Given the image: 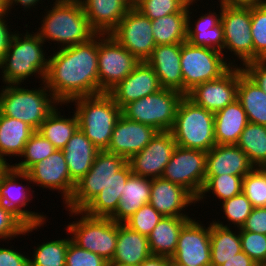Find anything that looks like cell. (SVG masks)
Returning a JSON list of instances; mask_svg holds the SVG:
<instances>
[{
	"mask_svg": "<svg viewBox=\"0 0 266 266\" xmlns=\"http://www.w3.org/2000/svg\"><path fill=\"white\" fill-rule=\"evenodd\" d=\"M48 57L45 83L60 105L99 94L98 34L87 42L59 48Z\"/></svg>",
	"mask_w": 266,
	"mask_h": 266,
	"instance_id": "6da1fadb",
	"label": "cell"
},
{
	"mask_svg": "<svg viewBox=\"0 0 266 266\" xmlns=\"http://www.w3.org/2000/svg\"><path fill=\"white\" fill-rule=\"evenodd\" d=\"M54 4V5H53ZM41 20L36 33L43 42L53 41L58 47H69L89 41L97 33L91 28L81 2L55 0Z\"/></svg>",
	"mask_w": 266,
	"mask_h": 266,
	"instance_id": "7a4b0ae2",
	"label": "cell"
},
{
	"mask_svg": "<svg viewBox=\"0 0 266 266\" xmlns=\"http://www.w3.org/2000/svg\"><path fill=\"white\" fill-rule=\"evenodd\" d=\"M32 33L27 30L26 34H19V31L13 34L0 64L3 83L21 84L33 75L45 82L49 57L46 58L42 48L45 43L36 32Z\"/></svg>",
	"mask_w": 266,
	"mask_h": 266,
	"instance_id": "3957f363",
	"label": "cell"
},
{
	"mask_svg": "<svg viewBox=\"0 0 266 266\" xmlns=\"http://www.w3.org/2000/svg\"><path fill=\"white\" fill-rule=\"evenodd\" d=\"M41 83L38 89L33 90L20 84L3 86L5 88L0 90V114L21 120L37 131L58 104L60 106L46 83Z\"/></svg>",
	"mask_w": 266,
	"mask_h": 266,
	"instance_id": "277c9868",
	"label": "cell"
},
{
	"mask_svg": "<svg viewBox=\"0 0 266 266\" xmlns=\"http://www.w3.org/2000/svg\"><path fill=\"white\" fill-rule=\"evenodd\" d=\"M69 103L76 106L79 129L100 151L107 150L122 109L108 93L78 97Z\"/></svg>",
	"mask_w": 266,
	"mask_h": 266,
	"instance_id": "5b68a950",
	"label": "cell"
},
{
	"mask_svg": "<svg viewBox=\"0 0 266 266\" xmlns=\"http://www.w3.org/2000/svg\"><path fill=\"white\" fill-rule=\"evenodd\" d=\"M170 132L177 146L208 152L216 145L214 113L197 106L184 96Z\"/></svg>",
	"mask_w": 266,
	"mask_h": 266,
	"instance_id": "8992f818",
	"label": "cell"
},
{
	"mask_svg": "<svg viewBox=\"0 0 266 266\" xmlns=\"http://www.w3.org/2000/svg\"><path fill=\"white\" fill-rule=\"evenodd\" d=\"M68 212L71 217L81 215L78 221L69 222L66 226V231L72 236L71 241L110 263L116 249L118 223L111 218L88 216L83 211L68 210Z\"/></svg>",
	"mask_w": 266,
	"mask_h": 266,
	"instance_id": "52a82bcc",
	"label": "cell"
},
{
	"mask_svg": "<svg viewBox=\"0 0 266 266\" xmlns=\"http://www.w3.org/2000/svg\"><path fill=\"white\" fill-rule=\"evenodd\" d=\"M184 96L177 90L162 88L154 94L125 105L122 115L129 120L151 126L159 132L170 131Z\"/></svg>",
	"mask_w": 266,
	"mask_h": 266,
	"instance_id": "ba28073f",
	"label": "cell"
},
{
	"mask_svg": "<svg viewBox=\"0 0 266 266\" xmlns=\"http://www.w3.org/2000/svg\"><path fill=\"white\" fill-rule=\"evenodd\" d=\"M223 53L194 46L189 41L181 43V72L183 76V94L186 95L195 86L222 76L234 61H226Z\"/></svg>",
	"mask_w": 266,
	"mask_h": 266,
	"instance_id": "9c48e42d",
	"label": "cell"
},
{
	"mask_svg": "<svg viewBox=\"0 0 266 266\" xmlns=\"http://www.w3.org/2000/svg\"><path fill=\"white\" fill-rule=\"evenodd\" d=\"M127 160L106 150L99 151L91 169L75 184L66 209L82 211L105 188Z\"/></svg>",
	"mask_w": 266,
	"mask_h": 266,
	"instance_id": "30bf717a",
	"label": "cell"
},
{
	"mask_svg": "<svg viewBox=\"0 0 266 266\" xmlns=\"http://www.w3.org/2000/svg\"><path fill=\"white\" fill-rule=\"evenodd\" d=\"M140 63L111 34H98L99 94L108 93Z\"/></svg>",
	"mask_w": 266,
	"mask_h": 266,
	"instance_id": "8fae6325",
	"label": "cell"
},
{
	"mask_svg": "<svg viewBox=\"0 0 266 266\" xmlns=\"http://www.w3.org/2000/svg\"><path fill=\"white\" fill-rule=\"evenodd\" d=\"M206 161L207 152L176 146L162 178L184 187L197 199L205 184Z\"/></svg>",
	"mask_w": 266,
	"mask_h": 266,
	"instance_id": "7c38bea8",
	"label": "cell"
},
{
	"mask_svg": "<svg viewBox=\"0 0 266 266\" xmlns=\"http://www.w3.org/2000/svg\"><path fill=\"white\" fill-rule=\"evenodd\" d=\"M221 23L224 29L223 51L233 52L242 67L254 61V45L251 35V8L222 5Z\"/></svg>",
	"mask_w": 266,
	"mask_h": 266,
	"instance_id": "4fadbf2b",
	"label": "cell"
},
{
	"mask_svg": "<svg viewBox=\"0 0 266 266\" xmlns=\"http://www.w3.org/2000/svg\"><path fill=\"white\" fill-rule=\"evenodd\" d=\"M110 34L140 62L147 61L156 47L151 20L134 6Z\"/></svg>",
	"mask_w": 266,
	"mask_h": 266,
	"instance_id": "5bb4252c",
	"label": "cell"
},
{
	"mask_svg": "<svg viewBox=\"0 0 266 266\" xmlns=\"http://www.w3.org/2000/svg\"><path fill=\"white\" fill-rule=\"evenodd\" d=\"M242 67L231 66L217 79L195 86L185 96L194 104L213 113L223 109L237 99L239 74Z\"/></svg>",
	"mask_w": 266,
	"mask_h": 266,
	"instance_id": "9a60e30c",
	"label": "cell"
},
{
	"mask_svg": "<svg viewBox=\"0 0 266 266\" xmlns=\"http://www.w3.org/2000/svg\"><path fill=\"white\" fill-rule=\"evenodd\" d=\"M189 219L182 227L174 255L175 262L187 266H211L210 224Z\"/></svg>",
	"mask_w": 266,
	"mask_h": 266,
	"instance_id": "2e32d148",
	"label": "cell"
},
{
	"mask_svg": "<svg viewBox=\"0 0 266 266\" xmlns=\"http://www.w3.org/2000/svg\"><path fill=\"white\" fill-rule=\"evenodd\" d=\"M18 179L31 183L30 177L26 172L15 170L10 165L0 177V202L12 210L27 225L45 224L46 214L42 215L41 213L25 209L28 202L32 201L30 196L35 191H30L31 189H29L28 184L26 186L22 183L20 184Z\"/></svg>",
	"mask_w": 266,
	"mask_h": 266,
	"instance_id": "e0dca14e",
	"label": "cell"
},
{
	"mask_svg": "<svg viewBox=\"0 0 266 266\" xmlns=\"http://www.w3.org/2000/svg\"><path fill=\"white\" fill-rule=\"evenodd\" d=\"M177 146L170 131L158 132L140 152L127 162L133 174L145 178H161Z\"/></svg>",
	"mask_w": 266,
	"mask_h": 266,
	"instance_id": "ac0fdd59",
	"label": "cell"
},
{
	"mask_svg": "<svg viewBox=\"0 0 266 266\" xmlns=\"http://www.w3.org/2000/svg\"><path fill=\"white\" fill-rule=\"evenodd\" d=\"M26 173L31 184L50 191L58 190L63 195L64 204L70 200L76 183L70 178L62 150L56 149L49 157L31 166Z\"/></svg>",
	"mask_w": 266,
	"mask_h": 266,
	"instance_id": "d6986e66",
	"label": "cell"
},
{
	"mask_svg": "<svg viewBox=\"0 0 266 266\" xmlns=\"http://www.w3.org/2000/svg\"><path fill=\"white\" fill-rule=\"evenodd\" d=\"M155 128L121 115L117 120L107 152L124 157L127 161L143 150L158 133Z\"/></svg>",
	"mask_w": 266,
	"mask_h": 266,
	"instance_id": "ffe728a7",
	"label": "cell"
},
{
	"mask_svg": "<svg viewBox=\"0 0 266 266\" xmlns=\"http://www.w3.org/2000/svg\"><path fill=\"white\" fill-rule=\"evenodd\" d=\"M160 86L154 69L146 62L141 61L135 69L108 94L122 109L128 103L158 92Z\"/></svg>",
	"mask_w": 266,
	"mask_h": 266,
	"instance_id": "44dd1931",
	"label": "cell"
},
{
	"mask_svg": "<svg viewBox=\"0 0 266 266\" xmlns=\"http://www.w3.org/2000/svg\"><path fill=\"white\" fill-rule=\"evenodd\" d=\"M195 203L197 199L184 187L162 177L151 179L149 204L162 216L190 217L184 210Z\"/></svg>",
	"mask_w": 266,
	"mask_h": 266,
	"instance_id": "7402d4cb",
	"label": "cell"
},
{
	"mask_svg": "<svg viewBox=\"0 0 266 266\" xmlns=\"http://www.w3.org/2000/svg\"><path fill=\"white\" fill-rule=\"evenodd\" d=\"M146 62L154 69L162 88L183 93L181 43L156 45Z\"/></svg>",
	"mask_w": 266,
	"mask_h": 266,
	"instance_id": "603a6c76",
	"label": "cell"
},
{
	"mask_svg": "<svg viewBox=\"0 0 266 266\" xmlns=\"http://www.w3.org/2000/svg\"><path fill=\"white\" fill-rule=\"evenodd\" d=\"M91 28L97 34H110L133 6L128 0H78Z\"/></svg>",
	"mask_w": 266,
	"mask_h": 266,
	"instance_id": "cb8c5ba5",
	"label": "cell"
},
{
	"mask_svg": "<svg viewBox=\"0 0 266 266\" xmlns=\"http://www.w3.org/2000/svg\"><path fill=\"white\" fill-rule=\"evenodd\" d=\"M197 2H189L187 13V41L194 46H202L223 53L224 45V29L221 23L222 5L220 12L209 11V13L201 14L200 18L195 23L191 22L190 6ZM191 23V24H190ZM195 25V26H193ZM193 26V27H192Z\"/></svg>",
	"mask_w": 266,
	"mask_h": 266,
	"instance_id": "d4e9b609",
	"label": "cell"
},
{
	"mask_svg": "<svg viewBox=\"0 0 266 266\" xmlns=\"http://www.w3.org/2000/svg\"><path fill=\"white\" fill-rule=\"evenodd\" d=\"M253 168L247 154L237 145H215L207 152L205 175L229 174L243 178Z\"/></svg>",
	"mask_w": 266,
	"mask_h": 266,
	"instance_id": "484cf974",
	"label": "cell"
},
{
	"mask_svg": "<svg viewBox=\"0 0 266 266\" xmlns=\"http://www.w3.org/2000/svg\"><path fill=\"white\" fill-rule=\"evenodd\" d=\"M151 255L148 237L118 223L116 249L109 266H138Z\"/></svg>",
	"mask_w": 266,
	"mask_h": 266,
	"instance_id": "4316f807",
	"label": "cell"
},
{
	"mask_svg": "<svg viewBox=\"0 0 266 266\" xmlns=\"http://www.w3.org/2000/svg\"><path fill=\"white\" fill-rule=\"evenodd\" d=\"M62 151L70 178L76 183L91 169L100 150L78 128Z\"/></svg>",
	"mask_w": 266,
	"mask_h": 266,
	"instance_id": "83f0119b",
	"label": "cell"
},
{
	"mask_svg": "<svg viewBox=\"0 0 266 266\" xmlns=\"http://www.w3.org/2000/svg\"><path fill=\"white\" fill-rule=\"evenodd\" d=\"M131 174L132 171L127 162L82 211L91 217L110 218L118 208L121 192Z\"/></svg>",
	"mask_w": 266,
	"mask_h": 266,
	"instance_id": "f1b7e54d",
	"label": "cell"
},
{
	"mask_svg": "<svg viewBox=\"0 0 266 266\" xmlns=\"http://www.w3.org/2000/svg\"><path fill=\"white\" fill-rule=\"evenodd\" d=\"M248 124L246 112L236 99L214 113V135L216 145H236Z\"/></svg>",
	"mask_w": 266,
	"mask_h": 266,
	"instance_id": "f546056e",
	"label": "cell"
},
{
	"mask_svg": "<svg viewBox=\"0 0 266 266\" xmlns=\"http://www.w3.org/2000/svg\"><path fill=\"white\" fill-rule=\"evenodd\" d=\"M115 213L110 217L117 223H124L139 208L148 204L151 193V179L131 174L124 185Z\"/></svg>",
	"mask_w": 266,
	"mask_h": 266,
	"instance_id": "4dcf8cb0",
	"label": "cell"
},
{
	"mask_svg": "<svg viewBox=\"0 0 266 266\" xmlns=\"http://www.w3.org/2000/svg\"><path fill=\"white\" fill-rule=\"evenodd\" d=\"M190 217L163 216L148 236L152 255L171 258L176 250L179 234Z\"/></svg>",
	"mask_w": 266,
	"mask_h": 266,
	"instance_id": "1f68e13d",
	"label": "cell"
},
{
	"mask_svg": "<svg viewBox=\"0 0 266 266\" xmlns=\"http://www.w3.org/2000/svg\"><path fill=\"white\" fill-rule=\"evenodd\" d=\"M35 130L21 120L0 114V159L21 156L25 144Z\"/></svg>",
	"mask_w": 266,
	"mask_h": 266,
	"instance_id": "d6a6232c",
	"label": "cell"
},
{
	"mask_svg": "<svg viewBox=\"0 0 266 266\" xmlns=\"http://www.w3.org/2000/svg\"><path fill=\"white\" fill-rule=\"evenodd\" d=\"M214 221L210 222L211 266H221L225 261L242 251L240 228L236 234L229 227L230 224L223 225L216 219Z\"/></svg>",
	"mask_w": 266,
	"mask_h": 266,
	"instance_id": "836d02e7",
	"label": "cell"
},
{
	"mask_svg": "<svg viewBox=\"0 0 266 266\" xmlns=\"http://www.w3.org/2000/svg\"><path fill=\"white\" fill-rule=\"evenodd\" d=\"M237 100L248 122L266 126V94L245 73L239 74Z\"/></svg>",
	"mask_w": 266,
	"mask_h": 266,
	"instance_id": "e575fe53",
	"label": "cell"
},
{
	"mask_svg": "<svg viewBox=\"0 0 266 266\" xmlns=\"http://www.w3.org/2000/svg\"><path fill=\"white\" fill-rule=\"evenodd\" d=\"M58 109L60 107L45 119L37 131L48 139L57 150H62L79 126L75 112L72 117L66 118Z\"/></svg>",
	"mask_w": 266,
	"mask_h": 266,
	"instance_id": "d590c367",
	"label": "cell"
},
{
	"mask_svg": "<svg viewBox=\"0 0 266 266\" xmlns=\"http://www.w3.org/2000/svg\"><path fill=\"white\" fill-rule=\"evenodd\" d=\"M187 13L176 12L151 20L155 44H176L187 41Z\"/></svg>",
	"mask_w": 266,
	"mask_h": 266,
	"instance_id": "8d00e7d4",
	"label": "cell"
},
{
	"mask_svg": "<svg viewBox=\"0 0 266 266\" xmlns=\"http://www.w3.org/2000/svg\"><path fill=\"white\" fill-rule=\"evenodd\" d=\"M236 145L254 167H266V126L248 122Z\"/></svg>",
	"mask_w": 266,
	"mask_h": 266,
	"instance_id": "74e56055",
	"label": "cell"
},
{
	"mask_svg": "<svg viewBox=\"0 0 266 266\" xmlns=\"http://www.w3.org/2000/svg\"><path fill=\"white\" fill-rule=\"evenodd\" d=\"M243 178L241 176L223 174V175H205V184L197 198L201 202L206 198V193H212L222 202L230 199L242 192Z\"/></svg>",
	"mask_w": 266,
	"mask_h": 266,
	"instance_id": "f35d334b",
	"label": "cell"
},
{
	"mask_svg": "<svg viewBox=\"0 0 266 266\" xmlns=\"http://www.w3.org/2000/svg\"><path fill=\"white\" fill-rule=\"evenodd\" d=\"M71 237L50 240L37 245L34 254L29 258V266H65L66 252Z\"/></svg>",
	"mask_w": 266,
	"mask_h": 266,
	"instance_id": "ab89813d",
	"label": "cell"
},
{
	"mask_svg": "<svg viewBox=\"0 0 266 266\" xmlns=\"http://www.w3.org/2000/svg\"><path fill=\"white\" fill-rule=\"evenodd\" d=\"M56 148L52 143L44 138L38 131H35L25 144L21 159L24 161L12 164L11 166L18 171L26 172L31 166L49 157Z\"/></svg>",
	"mask_w": 266,
	"mask_h": 266,
	"instance_id": "60d3db41",
	"label": "cell"
},
{
	"mask_svg": "<svg viewBox=\"0 0 266 266\" xmlns=\"http://www.w3.org/2000/svg\"><path fill=\"white\" fill-rule=\"evenodd\" d=\"M150 20L176 12H188V0H139L133 5Z\"/></svg>",
	"mask_w": 266,
	"mask_h": 266,
	"instance_id": "b9f144b4",
	"label": "cell"
},
{
	"mask_svg": "<svg viewBox=\"0 0 266 266\" xmlns=\"http://www.w3.org/2000/svg\"><path fill=\"white\" fill-rule=\"evenodd\" d=\"M242 192L253 207H266V168L254 167L246 174Z\"/></svg>",
	"mask_w": 266,
	"mask_h": 266,
	"instance_id": "7bdbcfd3",
	"label": "cell"
},
{
	"mask_svg": "<svg viewBox=\"0 0 266 266\" xmlns=\"http://www.w3.org/2000/svg\"><path fill=\"white\" fill-rule=\"evenodd\" d=\"M43 224L27 225L12 210L0 202V239L10 240L18 235H26L42 227ZM39 227V228H38Z\"/></svg>",
	"mask_w": 266,
	"mask_h": 266,
	"instance_id": "ee69618b",
	"label": "cell"
},
{
	"mask_svg": "<svg viewBox=\"0 0 266 266\" xmlns=\"http://www.w3.org/2000/svg\"><path fill=\"white\" fill-rule=\"evenodd\" d=\"M254 61L266 60V4L251 7Z\"/></svg>",
	"mask_w": 266,
	"mask_h": 266,
	"instance_id": "f6af8a7d",
	"label": "cell"
},
{
	"mask_svg": "<svg viewBox=\"0 0 266 266\" xmlns=\"http://www.w3.org/2000/svg\"><path fill=\"white\" fill-rule=\"evenodd\" d=\"M162 217L163 216L148 203L139 208L123 224L131 230L148 237Z\"/></svg>",
	"mask_w": 266,
	"mask_h": 266,
	"instance_id": "bcb514c9",
	"label": "cell"
},
{
	"mask_svg": "<svg viewBox=\"0 0 266 266\" xmlns=\"http://www.w3.org/2000/svg\"><path fill=\"white\" fill-rule=\"evenodd\" d=\"M221 204L225 218H227L229 223L232 222L231 224L235 225L234 227L237 225V229L245 224L254 208L243 192L221 202Z\"/></svg>",
	"mask_w": 266,
	"mask_h": 266,
	"instance_id": "7dc6e473",
	"label": "cell"
},
{
	"mask_svg": "<svg viewBox=\"0 0 266 266\" xmlns=\"http://www.w3.org/2000/svg\"><path fill=\"white\" fill-rule=\"evenodd\" d=\"M240 241L242 251L258 266H266V235L240 228Z\"/></svg>",
	"mask_w": 266,
	"mask_h": 266,
	"instance_id": "c3c4849f",
	"label": "cell"
},
{
	"mask_svg": "<svg viewBox=\"0 0 266 266\" xmlns=\"http://www.w3.org/2000/svg\"><path fill=\"white\" fill-rule=\"evenodd\" d=\"M65 266H109V262L70 241L66 252Z\"/></svg>",
	"mask_w": 266,
	"mask_h": 266,
	"instance_id": "681fc988",
	"label": "cell"
},
{
	"mask_svg": "<svg viewBox=\"0 0 266 266\" xmlns=\"http://www.w3.org/2000/svg\"><path fill=\"white\" fill-rule=\"evenodd\" d=\"M244 73L266 94V60H256L246 63Z\"/></svg>",
	"mask_w": 266,
	"mask_h": 266,
	"instance_id": "f907efd6",
	"label": "cell"
},
{
	"mask_svg": "<svg viewBox=\"0 0 266 266\" xmlns=\"http://www.w3.org/2000/svg\"><path fill=\"white\" fill-rule=\"evenodd\" d=\"M241 228L244 231L266 235V207H254Z\"/></svg>",
	"mask_w": 266,
	"mask_h": 266,
	"instance_id": "816d5d0a",
	"label": "cell"
},
{
	"mask_svg": "<svg viewBox=\"0 0 266 266\" xmlns=\"http://www.w3.org/2000/svg\"><path fill=\"white\" fill-rule=\"evenodd\" d=\"M29 258L18 250L0 247V266H29Z\"/></svg>",
	"mask_w": 266,
	"mask_h": 266,
	"instance_id": "f5cc1de1",
	"label": "cell"
},
{
	"mask_svg": "<svg viewBox=\"0 0 266 266\" xmlns=\"http://www.w3.org/2000/svg\"><path fill=\"white\" fill-rule=\"evenodd\" d=\"M8 14L9 13L0 15V64L4 59L9 43L15 33L14 31L10 32V28L7 25L8 23H6V18L9 16Z\"/></svg>",
	"mask_w": 266,
	"mask_h": 266,
	"instance_id": "db71d44e",
	"label": "cell"
},
{
	"mask_svg": "<svg viewBox=\"0 0 266 266\" xmlns=\"http://www.w3.org/2000/svg\"><path fill=\"white\" fill-rule=\"evenodd\" d=\"M221 266H258L244 251H241Z\"/></svg>",
	"mask_w": 266,
	"mask_h": 266,
	"instance_id": "11a10c76",
	"label": "cell"
},
{
	"mask_svg": "<svg viewBox=\"0 0 266 266\" xmlns=\"http://www.w3.org/2000/svg\"><path fill=\"white\" fill-rule=\"evenodd\" d=\"M221 5L228 7L251 8L264 4V0H219Z\"/></svg>",
	"mask_w": 266,
	"mask_h": 266,
	"instance_id": "9f6ffc18",
	"label": "cell"
},
{
	"mask_svg": "<svg viewBox=\"0 0 266 266\" xmlns=\"http://www.w3.org/2000/svg\"><path fill=\"white\" fill-rule=\"evenodd\" d=\"M170 258L166 256L151 255L146 258L141 266H169Z\"/></svg>",
	"mask_w": 266,
	"mask_h": 266,
	"instance_id": "6f0895ef",
	"label": "cell"
},
{
	"mask_svg": "<svg viewBox=\"0 0 266 266\" xmlns=\"http://www.w3.org/2000/svg\"><path fill=\"white\" fill-rule=\"evenodd\" d=\"M41 0H6V3H7V6L9 8V13H10V10L12 9V7L15 5H21V6H24V10L25 9H30L31 7L32 8H35V6L37 5V3H40Z\"/></svg>",
	"mask_w": 266,
	"mask_h": 266,
	"instance_id": "680465c9",
	"label": "cell"
},
{
	"mask_svg": "<svg viewBox=\"0 0 266 266\" xmlns=\"http://www.w3.org/2000/svg\"><path fill=\"white\" fill-rule=\"evenodd\" d=\"M9 13V8L7 6L6 0H0V15Z\"/></svg>",
	"mask_w": 266,
	"mask_h": 266,
	"instance_id": "91938a15",
	"label": "cell"
},
{
	"mask_svg": "<svg viewBox=\"0 0 266 266\" xmlns=\"http://www.w3.org/2000/svg\"><path fill=\"white\" fill-rule=\"evenodd\" d=\"M9 166L10 163L8 164V162H5L3 159H0V177L8 169Z\"/></svg>",
	"mask_w": 266,
	"mask_h": 266,
	"instance_id": "94428289",
	"label": "cell"
},
{
	"mask_svg": "<svg viewBox=\"0 0 266 266\" xmlns=\"http://www.w3.org/2000/svg\"><path fill=\"white\" fill-rule=\"evenodd\" d=\"M169 266H187V265L177 263L172 258H170Z\"/></svg>",
	"mask_w": 266,
	"mask_h": 266,
	"instance_id": "6125c7cd",
	"label": "cell"
},
{
	"mask_svg": "<svg viewBox=\"0 0 266 266\" xmlns=\"http://www.w3.org/2000/svg\"><path fill=\"white\" fill-rule=\"evenodd\" d=\"M132 5H134L136 2H138L139 0H128Z\"/></svg>",
	"mask_w": 266,
	"mask_h": 266,
	"instance_id": "be15d7a7",
	"label": "cell"
},
{
	"mask_svg": "<svg viewBox=\"0 0 266 266\" xmlns=\"http://www.w3.org/2000/svg\"><path fill=\"white\" fill-rule=\"evenodd\" d=\"M189 2H196V0H188ZM197 1H200V0H197Z\"/></svg>",
	"mask_w": 266,
	"mask_h": 266,
	"instance_id": "e7e4bbea",
	"label": "cell"
}]
</instances>
